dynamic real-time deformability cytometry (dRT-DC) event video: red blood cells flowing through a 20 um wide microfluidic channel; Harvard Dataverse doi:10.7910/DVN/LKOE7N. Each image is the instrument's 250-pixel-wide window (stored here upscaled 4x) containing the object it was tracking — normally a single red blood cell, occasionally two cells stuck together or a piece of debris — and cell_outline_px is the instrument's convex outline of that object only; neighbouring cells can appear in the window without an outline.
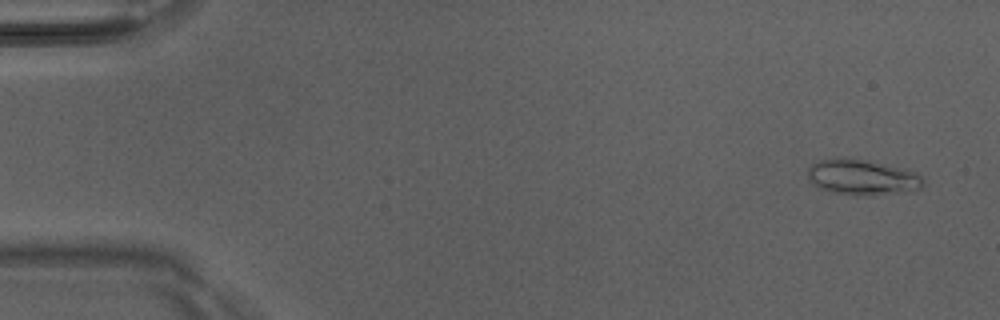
{"species": "Egyptian fruit bat (a non-hibernating species)", "species_latin": "Rousettus aegyptiacus", "temperature_condition": "room temperature", "stored_images_in_passage": 51, "camera_frame_rate_fps": 3000, "um_per_image_px": 0.085, "animal": {"sex": "male"}, "frame": {"image": 1, "passage_image": 3, "time_ms": 0.667, "image_size_px": [1000, 320], "cell_outline_px": [[924, 184], [920, 188], [896, 192], [868, 196], [828, 192], [816, 184], [808, 176], [808, 168], [812, 164], [820, 160], [836, 156], [864, 160], [904, 168], [916, 172], [924, 176]], "centroid_in_image_um": [73.3, 15.04], "position_along_channel_um": 11.7, "area_um2": 23.76}}
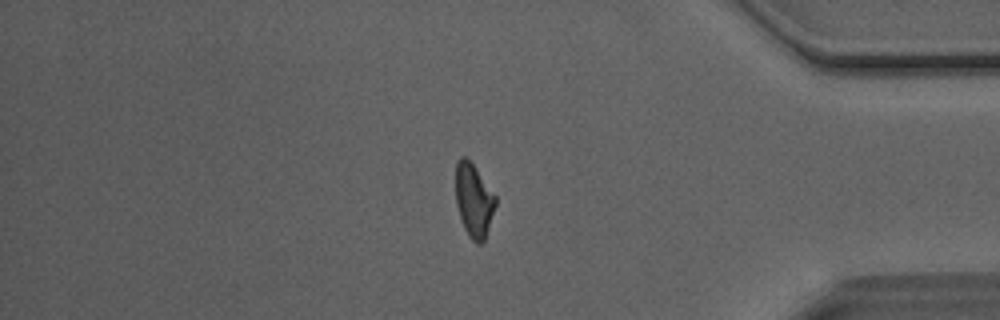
{"frame": {"image": 2, "passage_image": 43, "time_ms": 14.0, "image_size_px": [1000, 320], "cell_outline_px": [[496, 204], [484, 240], [480, 244], [476, 244], [468, 236], [464, 228], [456, 204], [456, 160], [460, 156], [464, 156], [476, 168], [496, 196]], "centroid_in_image_um": [40.26, 17.02], "position_along_channel_um": 394.9, "area_um2": 16.94}}
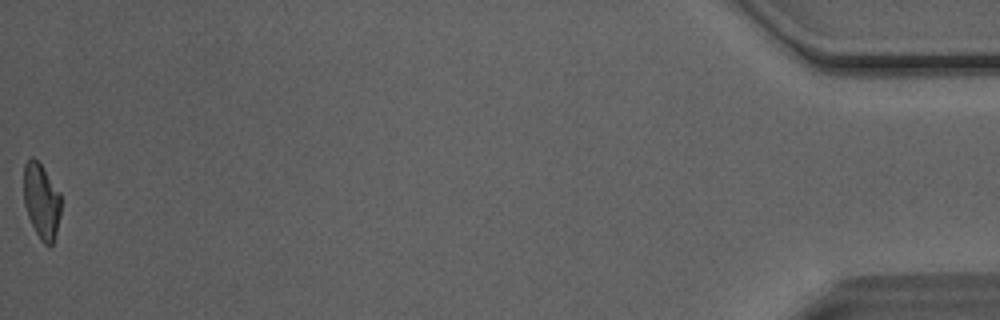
{"frame": {"image": 3, "passage_image": 51, "time_ms": 16.667, "image_size_px": [1000, 320], "cell_outline_px": [[60, 216], [56, 232], [52, 244], [48, 248], [40, 240], [28, 216], [24, 204], [24, 164], [32, 156], [40, 164], [60, 192]], "centroid_in_image_um": [3.52, 17.11], "position_along_channel_um": 431.7, "area_um2": 16.18}, "authors_computed_cell_mechanics": {"area_um2": 17.9758, "velocity_mm_per_s": 4.0832, "shape_relaxation_time_tau1_ms": 5.5149, "shape_relaxation_time_tau2_ms": 3.3963, "deformation_change_tau1": 0.1825, "deformation_change_tau2": 0.1184}}